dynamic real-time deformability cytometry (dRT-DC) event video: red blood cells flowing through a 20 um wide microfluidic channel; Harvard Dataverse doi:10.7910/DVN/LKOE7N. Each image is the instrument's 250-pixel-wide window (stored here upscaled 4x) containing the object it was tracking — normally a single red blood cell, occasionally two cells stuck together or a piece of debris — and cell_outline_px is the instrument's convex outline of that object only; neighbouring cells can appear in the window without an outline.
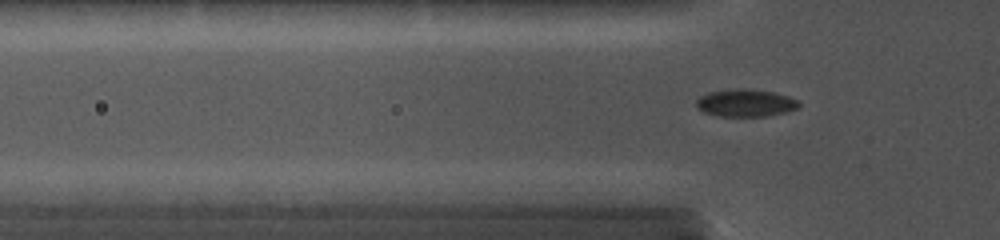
{"species": "common noctule bat (a hibernating species)", "species_latin": "Nyctalus noctula", "temperature_condition": "cold", "stored_images_in_passage": 70, "camera_frame_rate_fps": 5000, "um_per_image_px": 0.085, "animal": {"sex": "female", "body_mass_g": 19.0, "forearm_length_mm": 56.7}, "frame": {"image": 1, "passage_image": 22, "time_ms": 4.6, "image_size_px": [1000, 240], "cell_outline_px": [[800, 104], [796, 108], [784, 112], [768, 116], [720, 116], [704, 112], [696, 108], [696, 100], [700, 96], [708, 92], [736, 88], [748, 88], [772, 92], [788, 96], [800, 100]], "centroid_in_image_um": [63.35, 8.74], "position_along_channel_um": 62.4, "area_um2": 16.47}}
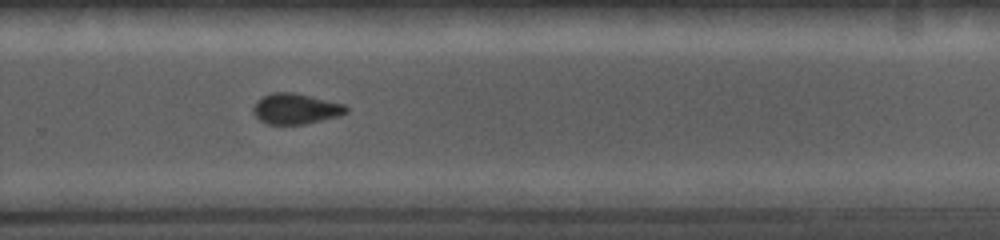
{"frame": {"image": 2, "passage_image": 49, "time_ms": 10.6, "image_size_px": [1000, 240], "cell_outline_px": [[348, 112], [340, 116], [304, 124], [268, 124], [260, 120], [252, 112], [252, 108], [256, 100], [260, 96], [272, 92], [292, 92], [344, 104], [348, 108]], "centroid_in_image_um": [25.1, 9.24], "position_along_channel_um": 304.7, "area_um2": 16.65}}
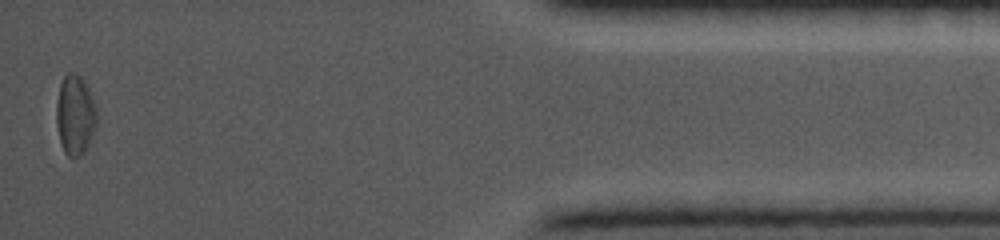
{"frame": {"image": 3, "passage_image": 69, "time_ms": 15.0, "image_size_px": [1000, 240], "cell_outline_px": [[96, 124], [88, 144], [84, 152], [76, 156], [68, 156], [64, 152], [60, 144], [56, 124], [56, 104], [60, 84], [64, 76], [68, 72], [72, 72], [80, 76], [84, 80], [88, 88], [96, 108]], "centroid_in_image_um": [6.36, 9.76], "position_along_channel_um": 428.8, "area_um2": 18.67}}